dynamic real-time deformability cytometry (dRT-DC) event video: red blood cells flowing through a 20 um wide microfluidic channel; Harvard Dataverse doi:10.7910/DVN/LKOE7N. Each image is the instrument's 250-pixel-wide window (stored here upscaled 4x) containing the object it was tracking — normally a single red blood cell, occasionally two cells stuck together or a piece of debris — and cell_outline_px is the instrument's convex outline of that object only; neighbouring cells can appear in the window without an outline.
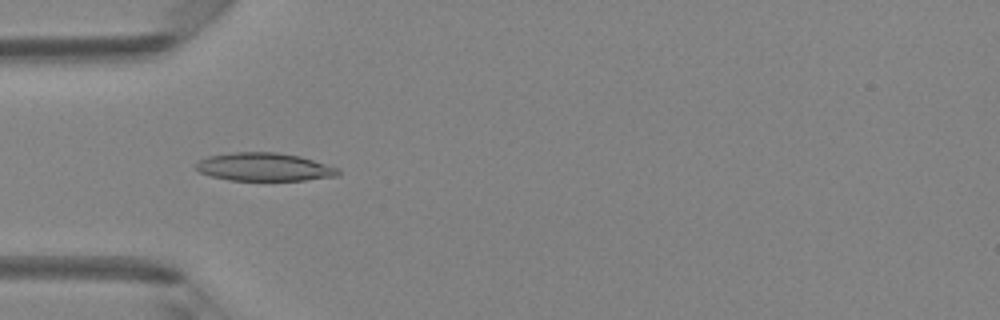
{"species": "Egyptian fruit bat (a non-hibernating species)", "species_latin": "Rousettus aegyptiacus", "temperature_condition": "room temperature", "stored_images_in_passage": 34, "camera_frame_rate_fps": 3000, "um_per_image_px": 0.085, "animal": {"sex": "female"}, "frame": {"image": 1, "passage_image": 1, "time_ms": 0.0, "image_size_px": [1000, 320], "cell_outline_px": [[340, 172], [336, 176], [304, 180], [228, 180], [212, 176], [200, 172], [196, 168], [196, 164], [200, 160], [208, 156], [236, 152], [276, 152], [300, 156], [340, 168]], "centroid_in_image_um": [22.48, 14.19], "position_along_channel_um": 62.5, "area_um2": 23.18}}
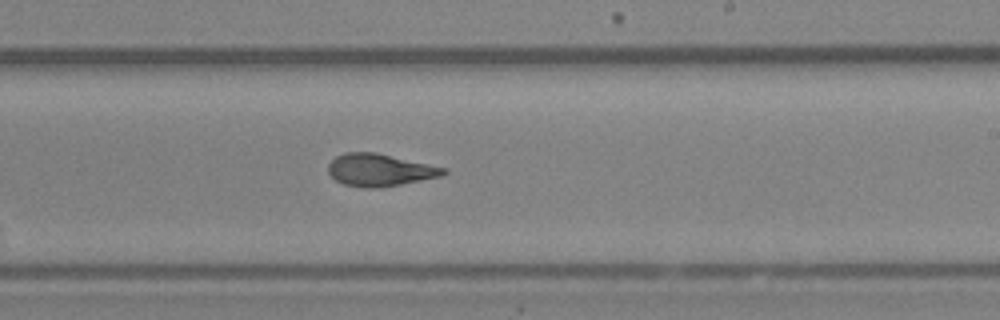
{"frame": {"image": 2, "passage_image": 15, "time_ms": 4.667, "image_size_px": [1000, 320], "cell_outline_px": [[448, 172], [444, 176], [400, 184], [376, 188], [364, 188], [344, 184], [336, 180], [328, 172], [328, 164], [336, 156], [344, 152], [376, 152], [448, 168]], "centroid_in_image_um": [32.31, 14.44], "position_along_channel_um": 256.7, "area_um2": 21.85}}
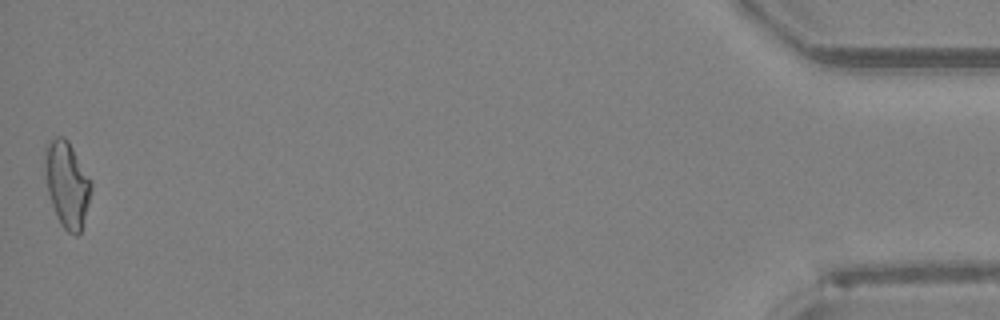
{"frame": {"image": 3, "passage_image": 34, "time_ms": 11.0, "image_size_px": [1000, 320], "cell_outline_px": [[92, 188], [88, 204], [80, 232], [76, 236], [68, 232], [60, 224], [56, 216], [48, 192], [44, 168], [44, 144], [56, 136], [64, 136], [68, 140], [92, 180]], "centroid_in_image_um": [5.68, 15.61], "position_along_channel_um": 429.5, "area_um2": 23.35}, "authors_computed_cell_mechanics": {"area_um2": 21.7906, "velocity_mm_per_s": 4.2033, "shape_relaxation_time_tau1_ms": 5.764, "shape_relaxation_time_tau2_ms": 1.4188, "deformation_change_tau1": 0.1807, "deformation_change_tau2": 0.0899}}